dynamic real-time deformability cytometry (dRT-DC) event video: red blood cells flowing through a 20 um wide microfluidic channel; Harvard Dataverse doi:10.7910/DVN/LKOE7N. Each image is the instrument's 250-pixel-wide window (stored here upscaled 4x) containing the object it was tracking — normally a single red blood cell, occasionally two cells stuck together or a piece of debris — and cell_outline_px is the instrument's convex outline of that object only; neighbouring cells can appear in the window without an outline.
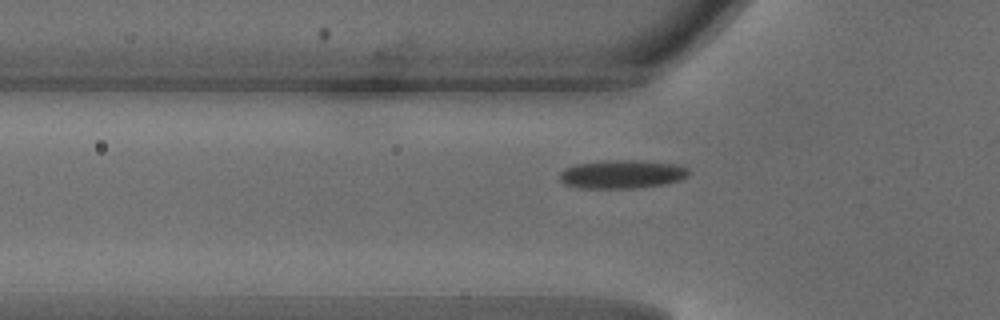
{"species": "common noctule bat (a hibernating species)", "species_latin": "Nyctalus noctula", "temperature_condition": "warm", "stored_images_in_passage": 36, "camera_frame_rate_fps": 3000, "um_per_image_px": 0.085, "animal": {"sex": "male", "body_mass_g": 18.8}, "frame": {"image": 1, "passage_image": 7, "time_ms": 2.0, "image_size_px": [1000, 320], "cell_outline_px": [[692, 172], [680, 180], [664, 184], [632, 188], [580, 188], [564, 184], [560, 180], [560, 172], [564, 168], [576, 164], [604, 160], [636, 160], [676, 164], [688, 168]], "centroid_in_image_um": [52.86, 14.8], "position_along_channel_um": 72.9, "area_um2": 21.5}}
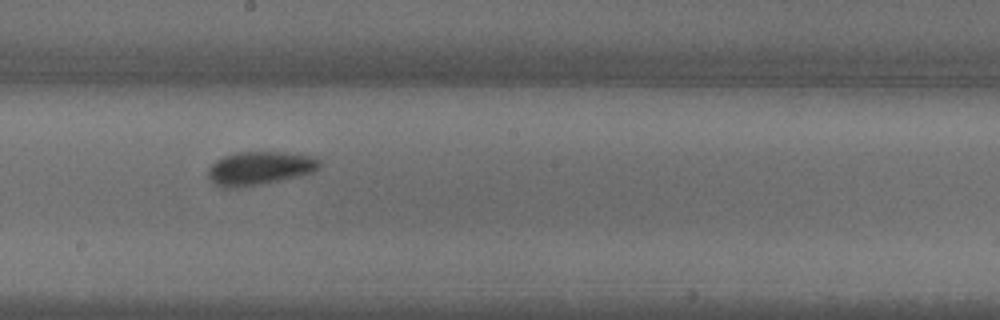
{"frame": {"image": 2, "passage_image": 18, "time_ms": 5.667, "image_size_px": [1000, 320], "cell_outline_px": [[320, 168], [316, 172], [280, 180], [240, 188], [220, 188], [212, 184], [208, 176], [208, 168], [216, 160], [224, 156], [236, 152], [280, 152], [316, 156], [320, 160]], "centroid_in_image_um": [22.06, 14.31], "position_along_channel_um": 226.1, "area_um2": 22.08}}
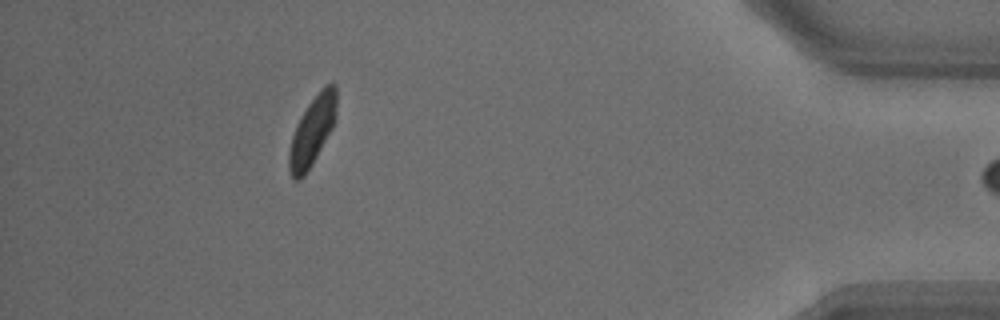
{"frame": {"image": 3, "passage_image": 35, "time_ms": 11.333, "image_size_px": [1000, 320], "cell_outline_px": [[336, 116], [332, 128], [312, 164], [304, 176], [300, 180], [292, 180], [288, 168], [288, 152], [292, 136], [296, 124], [308, 104], [320, 88], [324, 84], [332, 80], [336, 84]], "centroid_in_image_um": [26.54, 11.11], "position_along_channel_um": 408.7, "area_um2": 19.31}}